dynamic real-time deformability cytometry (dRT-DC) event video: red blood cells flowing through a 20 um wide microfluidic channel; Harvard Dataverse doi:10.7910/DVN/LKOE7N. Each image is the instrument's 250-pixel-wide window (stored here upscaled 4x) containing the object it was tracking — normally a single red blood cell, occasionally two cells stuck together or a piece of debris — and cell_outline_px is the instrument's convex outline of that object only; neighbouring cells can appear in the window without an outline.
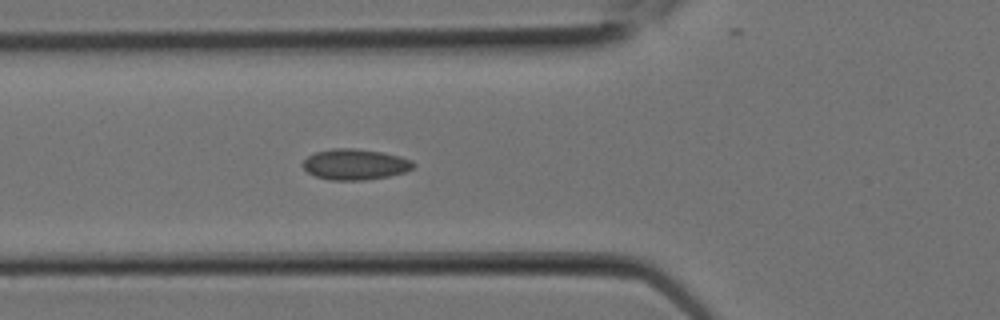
{"species": "Egyptian fruit bat (a non-hibernating species)", "species_latin": "Rousettus aegyptiacus", "temperature_condition": "room temperature", "stored_images_in_passage": 5, "camera_frame_rate_fps": 3000, "um_per_image_px": 0.085, "animal": {"sex": "female"}, "frame": {"image": 1, "passage_image": 5, "time_ms": 1.333, "image_size_px": [1000, 320], "cell_outline_px": [[416, 164], [412, 168], [404, 172], [388, 176], [364, 180], [332, 180], [316, 176], [308, 172], [300, 164], [308, 156], [316, 152], [332, 148], [356, 148], [384, 152], [400, 156], [412, 160]], "centroid_in_image_um": [30.19, 13.96], "position_along_channel_um": 95.6, "area_um2": 19.88}}